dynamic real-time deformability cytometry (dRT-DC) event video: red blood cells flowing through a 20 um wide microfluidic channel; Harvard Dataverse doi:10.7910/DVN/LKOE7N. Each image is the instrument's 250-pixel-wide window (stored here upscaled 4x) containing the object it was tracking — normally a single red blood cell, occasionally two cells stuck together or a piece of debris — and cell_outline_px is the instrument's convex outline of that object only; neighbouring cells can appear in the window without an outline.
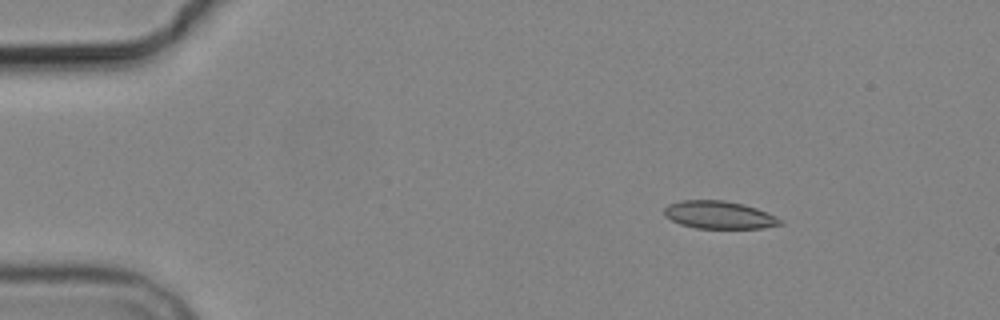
{"species": "common noctule bat (a hibernating species)", "species_latin": "Nyctalus noctula", "temperature_condition": "cold", "stored_images_in_passage": 8, "camera_frame_rate_fps": 3000, "um_per_image_px": 0.085, "animal": {"sex": "male", "body_mass_g": 19.2, "forearm_length_mm": 51.8}, "frame": {"image": 1, "passage_image": 2, "time_ms": 1.333, "image_size_px": [1000, 320], "cell_outline_px": [[784, 224], [764, 228], [696, 228], [680, 224], [664, 216], [664, 208], [668, 204], [680, 200], [724, 200], [744, 204], [756, 208], [776, 216], [784, 220]], "centroid_in_image_um": [61.14, 18.26], "position_along_channel_um": 23.9, "area_um2": 18.9}}
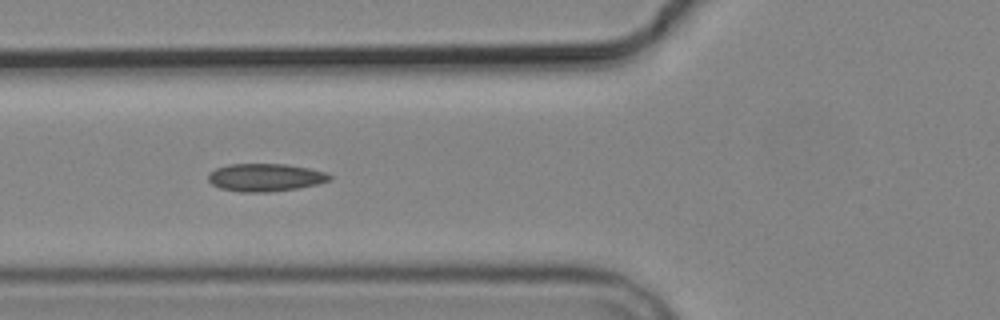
{"frame": {"image": 2, "passage_image": 5, "time_ms": 5.667, "image_size_px": [1000, 320], "cell_outline_px": [[332, 180], [316, 184], [296, 188], [268, 192], [240, 192], [220, 188], [212, 184], [208, 180], [208, 172], [216, 168], [228, 164], [284, 164], [308, 168], [324, 172], [332, 176]], "centroid_in_image_um": [22.51, 15.08], "position_along_channel_um": 103.3, "area_um2": 19.59}}
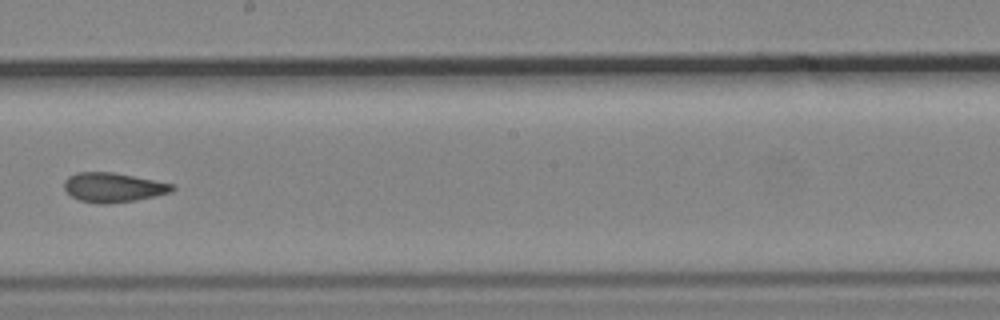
{"frame": {"image": 3, "passage_image": 8, "time_ms": 9.333, "image_size_px": [1000, 320], "cell_outline_px": [[176, 188], [172, 192], [156, 196], [136, 200], [104, 204], [80, 200], [72, 196], [64, 188], [64, 180], [68, 176], [76, 172], [112, 172], [176, 184]], "centroid_in_image_um": [9.66, 15.92], "position_along_channel_um": 238.5, "area_um2": 18.55}}